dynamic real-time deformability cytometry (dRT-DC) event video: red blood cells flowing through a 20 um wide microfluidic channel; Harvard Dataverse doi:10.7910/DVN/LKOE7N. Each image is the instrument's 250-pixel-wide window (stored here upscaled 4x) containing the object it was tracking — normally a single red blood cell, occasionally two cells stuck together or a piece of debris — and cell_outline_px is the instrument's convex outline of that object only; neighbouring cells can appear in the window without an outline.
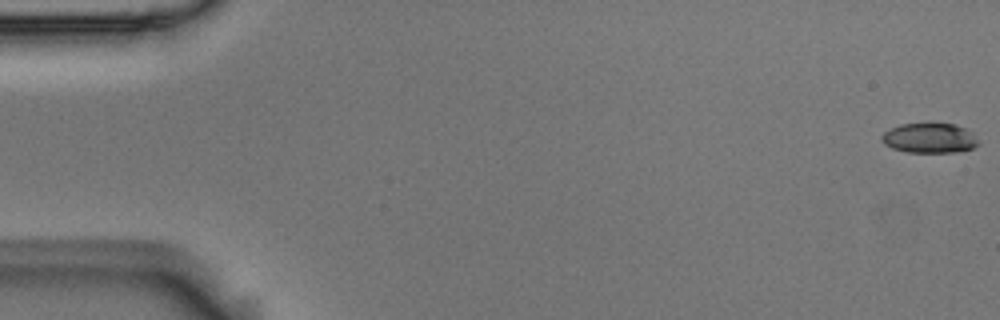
{"species": "Egyptian fruit bat (a non-hibernating species)", "species_latin": "Rousettus aegyptiacus", "temperature_condition": "room temperature", "stored_images_in_passage": 6, "camera_frame_rate_fps": 3000, "um_per_image_px": 0.085, "animal": {"sex": "male"}, "frame": {"image": 1, "passage_image": 1, "time_ms": 0.0, "image_size_px": [1000, 320], "cell_outline_px": [[980, 144], [972, 148], [956, 152], [908, 152], [892, 148], [884, 144], [880, 140], [880, 136], [888, 128], [900, 124], [956, 124], [968, 128], [980, 140]], "centroid_in_image_um": [79.02, 11.73], "position_along_channel_um": 6.0, "area_um2": 17.11}}
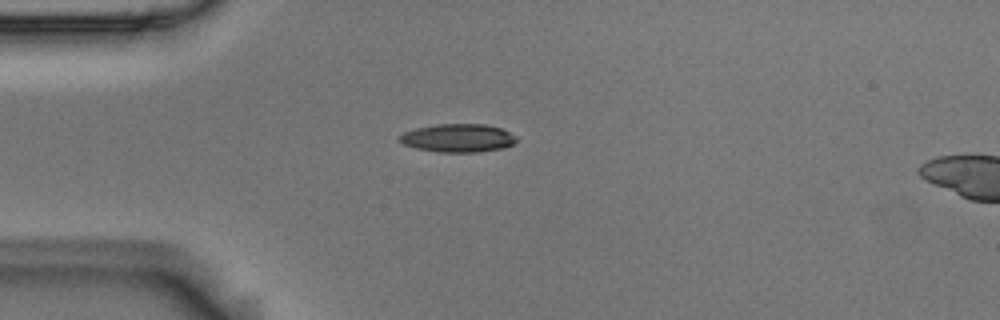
{"frame": {"image": 2, "passage_image": 5, "time_ms": 1.333, "image_size_px": [1000, 320], "cell_outline_px": [[516, 140], [512, 144], [504, 148], [480, 152], [436, 152], [416, 148], [400, 144], [400, 136], [404, 132], [416, 128], [436, 124], [484, 124], [500, 128], [516, 136]], "centroid_in_image_um": [38.91, 11.74], "position_along_channel_um": 46.1, "area_um2": 19.25}}